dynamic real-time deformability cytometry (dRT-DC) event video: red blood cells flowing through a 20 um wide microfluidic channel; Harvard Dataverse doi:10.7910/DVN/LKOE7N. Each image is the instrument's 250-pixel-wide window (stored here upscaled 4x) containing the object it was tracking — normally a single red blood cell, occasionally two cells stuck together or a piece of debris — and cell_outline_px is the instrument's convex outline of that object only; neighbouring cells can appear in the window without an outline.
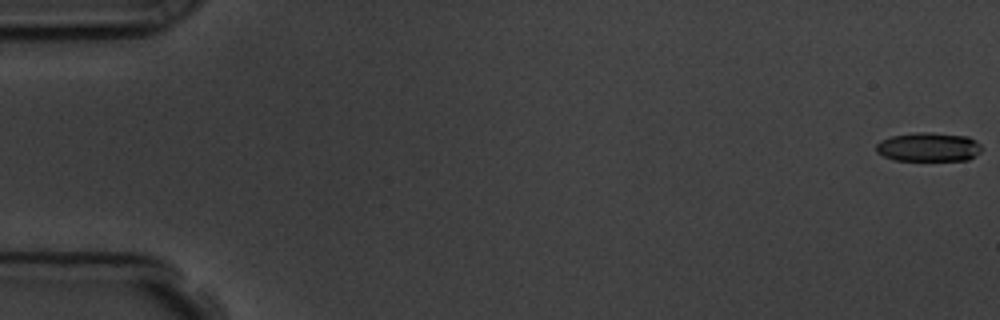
{"species": "common noctule bat (a hibernating species)", "species_latin": "Nyctalus noctula", "temperature_condition": "room temperature", "stored_images_in_passage": 9, "camera_frame_rate_fps": 3000, "um_per_image_px": 0.085, "animal": {"sex": "male", "body_mass_g": 19.5, "forearm_length_mm": 54.6}, "frame": {"image": 1, "passage_image": 1, "time_ms": 0.0, "image_size_px": [1000, 320], "cell_outline_px": [[980, 152], [976, 156], [968, 160], [896, 160], [884, 156], [876, 152], [876, 144], [880, 140], [892, 136], [916, 132], [928, 132], [968, 136], [976, 140], [980, 144]], "centroid_in_image_um": [78.93, 12.49], "position_along_channel_um": 6.1, "area_um2": 17.86}}